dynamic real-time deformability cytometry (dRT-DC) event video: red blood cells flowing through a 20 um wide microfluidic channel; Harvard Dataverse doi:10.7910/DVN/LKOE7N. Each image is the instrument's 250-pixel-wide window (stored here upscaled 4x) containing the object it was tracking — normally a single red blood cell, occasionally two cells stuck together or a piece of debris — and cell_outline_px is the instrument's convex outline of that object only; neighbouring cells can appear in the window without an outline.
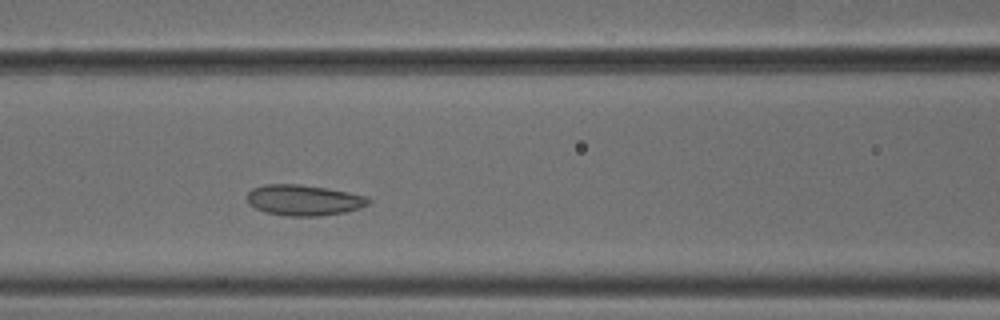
{"species": "common noctule bat (a hibernating species)", "species_latin": "Nyctalus noctula", "temperature_condition": "cold", "stored_images_in_passage": 43, "camera_frame_rate_fps": 3000, "um_per_image_px": 0.085, "animal": {"sex": "male", "body_mass_g": 18.8}, "frame": {"image": 1, "passage_image": 13, "time_ms": 4.0, "image_size_px": [1000, 320], "cell_outline_px": [[372, 200], [368, 204], [360, 208], [344, 212], [320, 216], [288, 216], [264, 212], [248, 204], [248, 192], [252, 188], [264, 184], [300, 184], [348, 192], [368, 196]], "centroid_in_image_um": [25.82, 17.01], "position_along_channel_um": 140.8, "area_um2": 21.79}}
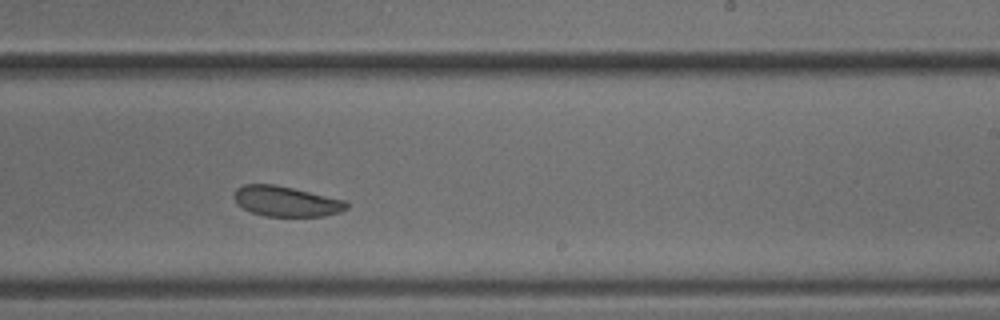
{"frame": {"image": 2, "passage_image": 23, "time_ms": 7.333, "image_size_px": [1000, 320], "cell_outline_px": [[348, 208], [340, 212], [324, 216], [264, 216], [252, 212], [244, 208], [232, 196], [236, 188], [244, 184], [276, 184], [344, 200], [348, 204]], "centroid_in_image_um": [24.31, 17.11], "position_along_channel_um": 264.7, "area_um2": 19.71}}
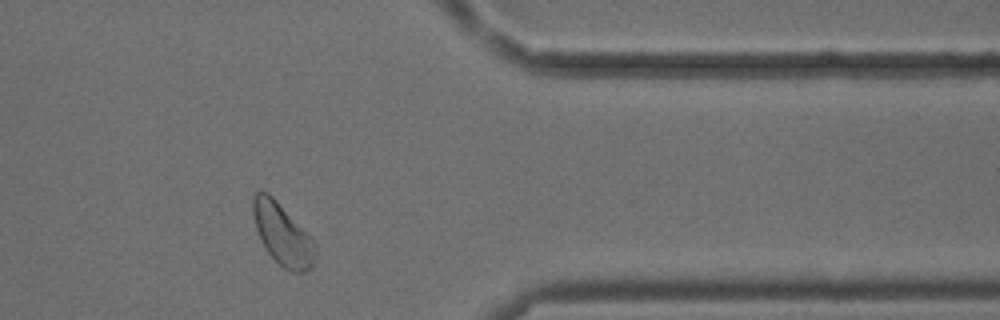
{"frame": {"image": 3, "passage_image": 34, "time_ms": 11.0, "image_size_px": [1000, 320], "cell_outline_px": [[316, 256], [312, 268], [304, 272], [292, 272], [284, 268], [268, 252], [260, 240], [256, 228], [252, 212], [252, 196], [260, 188], [268, 192], [276, 200], [316, 244]], "centroid_in_image_um": [23.99, 19.91], "position_along_channel_um": 387.4, "area_um2": 22.2}, "authors_computed_cell_mechanics": {"area_um2": 21.964, "velocity_mm_per_s": 3.7265, "shape_relaxation_time_tau1_ms": 4.4237, "shape_relaxation_time_tau2_ms": 1.4804, "deformation_change_tau1": 0.0505, "deformation_change_tau2": 0.0664}}